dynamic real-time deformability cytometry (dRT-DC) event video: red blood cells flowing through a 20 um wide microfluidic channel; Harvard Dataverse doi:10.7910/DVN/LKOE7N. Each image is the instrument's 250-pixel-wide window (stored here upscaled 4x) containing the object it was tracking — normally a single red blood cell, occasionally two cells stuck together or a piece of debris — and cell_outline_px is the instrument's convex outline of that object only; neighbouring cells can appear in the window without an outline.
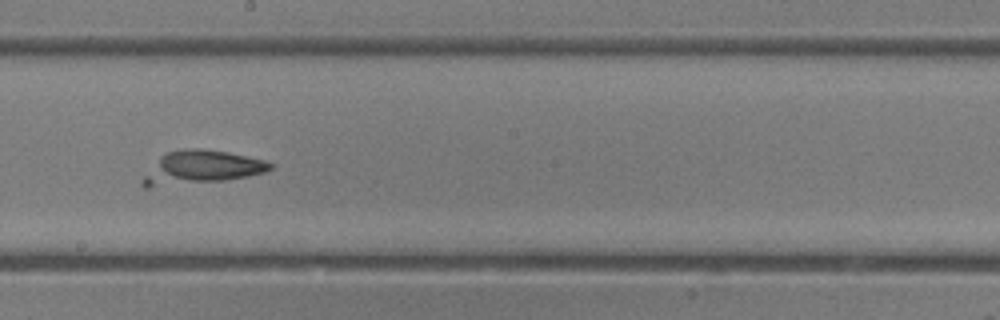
{"species": "common noctule bat (a hibernating species)", "species_latin": "Nyctalus noctula", "temperature_condition": "room temperature", "stored_images_in_passage": 39, "camera_frame_rate_fps": 3000, "um_per_image_px": 0.085, "animal": {"sex": "female"}, "frame": {"image": 1, "passage_image": 22, "time_ms": 7.0, "image_size_px": [1000, 320], "cell_outline_px": [[272, 168], [264, 172], [248, 176], [224, 180], [148, 188], [144, 188], [140, 184], [140, 180], [160, 156], [168, 152], [184, 148], [200, 148], [228, 152], [264, 160], [272, 164]], "centroid_in_image_um": [17.05, 14.24], "position_along_channel_um": 231.2, "area_um2": 24.74}}
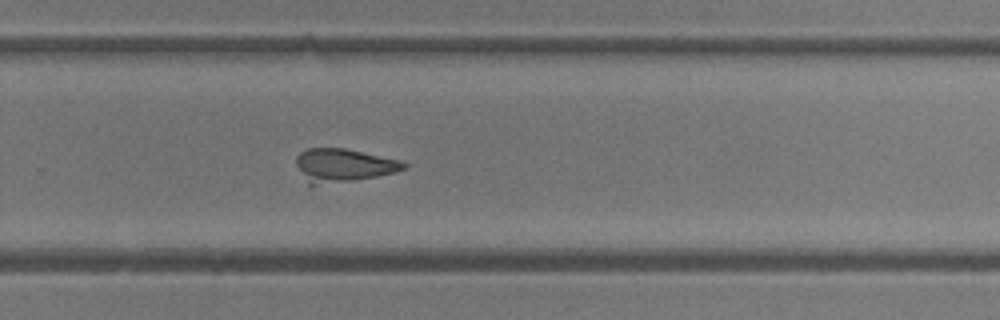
{"frame": {"image": 2, "passage_image": 26, "time_ms": 8.333, "image_size_px": [1000, 320], "cell_outline_px": [[408, 168], [396, 172], [376, 176], [312, 188], [308, 184], [296, 164], [296, 156], [300, 152], [308, 148], [344, 148], [400, 160], [408, 164]], "centroid_in_image_um": [29.16, 14.08], "position_along_channel_um": 300.6, "area_um2": 21.21}}
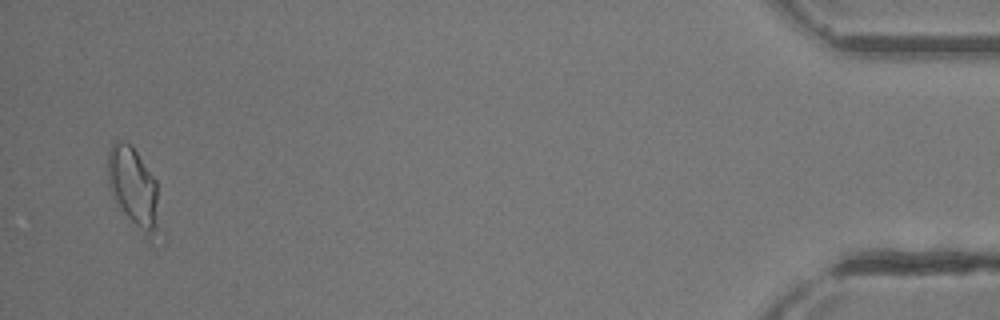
{"frame": {"image": 3, "passage_image": 38, "time_ms": 12.333, "image_size_px": [1000, 320], "cell_outline_px": [[156, 228], [148, 244], [116, 204], [112, 196], [108, 184], [108, 152], [112, 144], [116, 140], [124, 140], [136, 152], [156, 180]], "centroid_in_image_um": [11.29, 15.97], "position_along_channel_um": 423.9, "area_um2": 23.58}}